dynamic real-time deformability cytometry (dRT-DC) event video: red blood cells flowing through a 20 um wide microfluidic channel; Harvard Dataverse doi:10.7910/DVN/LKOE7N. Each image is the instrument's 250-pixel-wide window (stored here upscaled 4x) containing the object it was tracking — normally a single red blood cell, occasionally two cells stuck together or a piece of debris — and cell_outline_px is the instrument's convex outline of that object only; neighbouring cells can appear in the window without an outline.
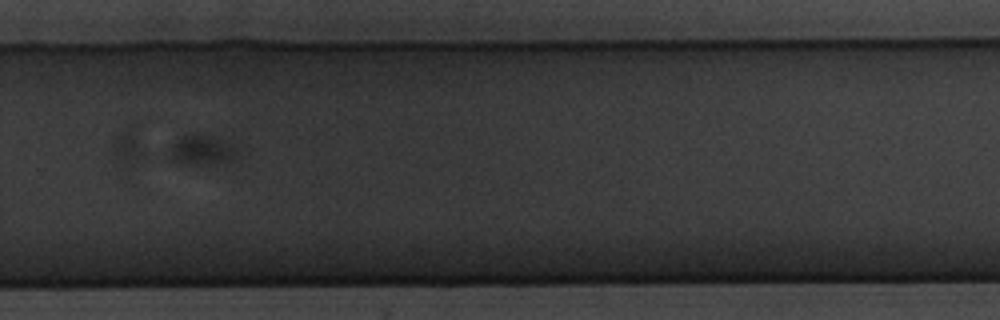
{"species": "common noctule bat (a hibernating species)", "species_latin": "Nyctalus noctula", "temperature_condition": "warm", "stored_images_in_passage": 36, "segment_of_instrument_passage": [3, 4], "camera_frame_rate_fps": 3000, "um_per_image_px": 0.085, "animal": {"sex": "male", "body_mass_g": 20.1, "forearm_length_mm": 53.5}, "frame": {"image": 1, "passage_image": 20, "time_ms": 6.333, "image_size_px": [1000, 320], "cell_outline_px": [[240, 156], [216, 164], [184, 164], [172, 160], [172, 144], [180, 136], [192, 132], [196, 132], [216, 136], [240, 148]], "centroid_in_image_um": [17.24, 12.71], "position_along_channel_um": 312.6, "area_um2": 12.2}}